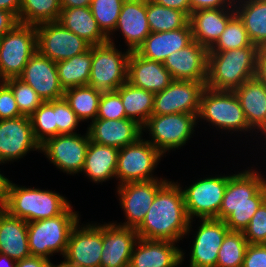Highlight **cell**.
<instances>
[{
	"mask_svg": "<svg viewBox=\"0 0 266 267\" xmlns=\"http://www.w3.org/2000/svg\"><path fill=\"white\" fill-rule=\"evenodd\" d=\"M182 192L178 182L168 181L156 194L145 219L136 229L138 237L167 240L177 244L191 231Z\"/></svg>",
	"mask_w": 266,
	"mask_h": 267,
	"instance_id": "cell-1",
	"label": "cell"
},
{
	"mask_svg": "<svg viewBox=\"0 0 266 267\" xmlns=\"http://www.w3.org/2000/svg\"><path fill=\"white\" fill-rule=\"evenodd\" d=\"M266 200V178L259 172L248 169L232 174L219 210L231 231L243 232L259 206Z\"/></svg>",
	"mask_w": 266,
	"mask_h": 267,
	"instance_id": "cell-2",
	"label": "cell"
},
{
	"mask_svg": "<svg viewBox=\"0 0 266 267\" xmlns=\"http://www.w3.org/2000/svg\"><path fill=\"white\" fill-rule=\"evenodd\" d=\"M259 47H242L208 53L206 87L234 91L255 77Z\"/></svg>",
	"mask_w": 266,
	"mask_h": 267,
	"instance_id": "cell-3",
	"label": "cell"
},
{
	"mask_svg": "<svg viewBox=\"0 0 266 267\" xmlns=\"http://www.w3.org/2000/svg\"><path fill=\"white\" fill-rule=\"evenodd\" d=\"M10 181L5 207L10 215L28 222L56 217L71 204L50 190L20 187Z\"/></svg>",
	"mask_w": 266,
	"mask_h": 267,
	"instance_id": "cell-4",
	"label": "cell"
},
{
	"mask_svg": "<svg viewBox=\"0 0 266 267\" xmlns=\"http://www.w3.org/2000/svg\"><path fill=\"white\" fill-rule=\"evenodd\" d=\"M79 214L71 205L60 215L28 222V244L31 256L50 260L53 253L65 255L72 228L78 223Z\"/></svg>",
	"mask_w": 266,
	"mask_h": 267,
	"instance_id": "cell-5",
	"label": "cell"
},
{
	"mask_svg": "<svg viewBox=\"0 0 266 267\" xmlns=\"http://www.w3.org/2000/svg\"><path fill=\"white\" fill-rule=\"evenodd\" d=\"M197 119L206 120L224 131L251 132L252 130L234 91L205 87Z\"/></svg>",
	"mask_w": 266,
	"mask_h": 267,
	"instance_id": "cell-6",
	"label": "cell"
},
{
	"mask_svg": "<svg viewBox=\"0 0 266 267\" xmlns=\"http://www.w3.org/2000/svg\"><path fill=\"white\" fill-rule=\"evenodd\" d=\"M131 51L116 49L113 40L92 46V65L88 85L102 93L116 91L127 82L128 58Z\"/></svg>",
	"mask_w": 266,
	"mask_h": 267,
	"instance_id": "cell-7",
	"label": "cell"
},
{
	"mask_svg": "<svg viewBox=\"0 0 266 267\" xmlns=\"http://www.w3.org/2000/svg\"><path fill=\"white\" fill-rule=\"evenodd\" d=\"M37 51L34 25L18 23L0 38V81L18 78L30 57Z\"/></svg>",
	"mask_w": 266,
	"mask_h": 267,
	"instance_id": "cell-8",
	"label": "cell"
},
{
	"mask_svg": "<svg viewBox=\"0 0 266 267\" xmlns=\"http://www.w3.org/2000/svg\"><path fill=\"white\" fill-rule=\"evenodd\" d=\"M197 120L195 114L151 115L142 128L144 131L149 129L152 139L148 141L164 156L167 151L187 143L195 131Z\"/></svg>",
	"mask_w": 266,
	"mask_h": 267,
	"instance_id": "cell-9",
	"label": "cell"
},
{
	"mask_svg": "<svg viewBox=\"0 0 266 267\" xmlns=\"http://www.w3.org/2000/svg\"><path fill=\"white\" fill-rule=\"evenodd\" d=\"M163 155L142 136L134 143L119 149L116 180L119 185L129 182L158 179L152 172Z\"/></svg>",
	"mask_w": 266,
	"mask_h": 267,
	"instance_id": "cell-10",
	"label": "cell"
},
{
	"mask_svg": "<svg viewBox=\"0 0 266 267\" xmlns=\"http://www.w3.org/2000/svg\"><path fill=\"white\" fill-rule=\"evenodd\" d=\"M229 176L206 177L182 189L189 220L217 218Z\"/></svg>",
	"mask_w": 266,
	"mask_h": 267,
	"instance_id": "cell-11",
	"label": "cell"
},
{
	"mask_svg": "<svg viewBox=\"0 0 266 267\" xmlns=\"http://www.w3.org/2000/svg\"><path fill=\"white\" fill-rule=\"evenodd\" d=\"M35 27L37 51L53 62L70 59L91 47L83 38L66 29L58 21L45 22Z\"/></svg>",
	"mask_w": 266,
	"mask_h": 267,
	"instance_id": "cell-12",
	"label": "cell"
},
{
	"mask_svg": "<svg viewBox=\"0 0 266 267\" xmlns=\"http://www.w3.org/2000/svg\"><path fill=\"white\" fill-rule=\"evenodd\" d=\"M205 87L206 82L173 80L163 91L154 94L152 115L185 113L198 116Z\"/></svg>",
	"mask_w": 266,
	"mask_h": 267,
	"instance_id": "cell-13",
	"label": "cell"
},
{
	"mask_svg": "<svg viewBox=\"0 0 266 267\" xmlns=\"http://www.w3.org/2000/svg\"><path fill=\"white\" fill-rule=\"evenodd\" d=\"M90 138L88 132L81 134H60L41 145L40 152L58 169L67 174L82 171Z\"/></svg>",
	"mask_w": 266,
	"mask_h": 267,
	"instance_id": "cell-14",
	"label": "cell"
},
{
	"mask_svg": "<svg viewBox=\"0 0 266 267\" xmlns=\"http://www.w3.org/2000/svg\"><path fill=\"white\" fill-rule=\"evenodd\" d=\"M168 182L159 178L149 181L129 182L118 185L117 192L120 206L124 211L126 220L123 227L137 229L145 219L157 192Z\"/></svg>",
	"mask_w": 266,
	"mask_h": 267,
	"instance_id": "cell-15",
	"label": "cell"
},
{
	"mask_svg": "<svg viewBox=\"0 0 266 267\" xmlns=\"http://www.w3.org/2000/svg\"><path fill=\"white\" fill-rule=\"evenodd\" d=\"M86 224L79 221L72 228L64 259L79 267H100L103 248V224Z\"/></svg>",
	"mask_w": 266,
	"mask_h": 267,
	"instance_id": "cell-16",
	"label": "cell"
},
{
	"mask_svg": "<svg viewBox=\"0 0 266 267\" xmlns=\"http://www.w3.org/2000/svg\"><path fill=\"white\" fill-rule=\"evenodd\" d=\"M41 150L32 129L30 117L0 120V163L18 160L29 151Z\"/></svg>",
	"mask_w": 266,
	"mask_h": 267,
	"instance_id": "cell-17",
	"label": "cell"
},
{
	"mask_svg": "<svg viewBox=\"0 0 266 267\" xmlns=\"http://www.w3.org/2000/svg\"><path fill=\"white\" fill-rule=\"evenodd\" d=\"M18 78L30 85L44 102L64 97V89L60 85L56 62L38 51L30 57L23 73Z\"/></svg>",
	"mask_w": 266,
	"mask_h": 267,
	"instance_id": "cell-18",
	"label": "cell"
},
{
	"mask_svg": "<svg viewBox=\"0 0 266 267\" xmlns=\"http://www.w3.org/2000/svg\"><path fill=\"white\" fill-rule=\"evenodd\" d=\"M201 222L192 243L189 267H216L218 251L229 228L217 218Z\"/></svg>",
	"mask_w": 266,
	"mask_h": 267,
	"instance_id": "cell-19",
	"label": "cell"
},
{
	"mask_svg": "<svg viewBox=\"0 0 266 267\" xmlns=\"http://www.w3.org/2000/svg\"><path fill=\"white\" fill-rule=\"evenodd\" d=\"M209 50L196 41L171 53L163 62L174 80L206 82Z\"/></svg>",
	"mask_w": 266,
	"mask_h": 267,
	"instance_id": "cell-20",
	"label": "cell"
},
{
	"mask_svg": "<svg viewBox=\"0 0 266 267\" xmlns=\"http://www.w3.org/2000/svg\"><path fill=\"white\" fill-rule=\"evenodd\" d=\"M136 229L116 223L103 224V248L100 267H129L135 243Z\"/></svg>",
	"mask_w": 266,
	"mask_h": 267,
	"instance_id": "cell-21",
	"label": "cell"
},
{
	"mask_svg": "<svg viewBox=\"0 0 266 267\" xmlns=\"http://www.w3.org/2000/svg\"><path fill=\"white\" fill-rule=\"evenodd\" d=\"M184 258L183 250L176 247L175 242L139 238L129 267H178Z\"/></svg>",
	"mask_w": 266,
	"mask_h": 267,
	"instance_id": "cell-22",
	"label": "cell"
},
{
	"mask_svg": "<svg viewBox=\"0 0 266 267\" xmlns=\"http://www.w3.org/2000/svg\"><path fill=\"white\" fill-rule=\"evenodd\" d=\"M88 126L90 141L118 149L136 142L143 135L142 126L129 118L95 119Z\"/></svg>",
	"mask_w": 266,
	"mask_h": 267,
	"instance_id": "cell-23",
	"label": "cell"
},
{
	"mask_svg": "<svg viewBox=\"0 0 266 267\" xmlns=\"http://www.w3.org/2000/svg\"><path fill=\"white\" fill-rule=\"evenodd\" d=\"M174 79L163 63L141 57L131 51L128 58L127 82L146 91H163Z\"/></svg>",
	"mask_w": 266,
	"mask_h": 267,
	"instance_id": "cell-24",
	"label": "cell"
},
{
	"mask_svg": "<svg viewBox=\"0 0 266 267\" xmlns=\"http://www.w3.org/2000/svg\"><path fill=\"white\" fill-rule=\"evenodd\" d=\"M235 8L201 9L189 15L193 40L210 50L224 32Z\"/></svg>",
	"mask_w": 266,
	"mask_h": 267,
	"instance_id": "cell-25",
	"label": "cell"
},
{
	"mask_svg": "<svg viewBox=\"0 0 266 267\" xmlns=\"http://www.w3.org/2000/svg\"><path fill=\"white\" fill-rule=\"evenodd\" d=\"M189 22L180 29L166 32H151L135 51L143 58L163 63L173 52L193 42Z\"/></svg>",
	"mask_w": 266,
	"mask_h": 267,
	"instance_id": "cell-26",
	"label": "cell"
},
{
	"mask_svg": "<svg viewBox=\"0 0 266 267\" xmlns=\"http://www.w3.org/2000/svg\"><path fill=\"white\" fill-rule=\"evenodd\" d=\"M28 223L0 209V253L15 261L31 256Z\"/></svg>",
	"mask_w": 266,
	"mask_h": 267,
	"instance_id": "cell-27",
	"label": "cell"
},
{
	"mask_svg": "<svg viewBox=\"0 0 266 267\" xmlns=\"http://www.w3.org/2000/svg\"><path fill=\"white\" fill-rule=\"evenodd\" d=\"M128 50L136 51L151 33L147 21L146 1L124 2L114 31H119Z\"/></svg>",
	"mask_w": 266,
	"mask_h": 267,
	"instance_id": "cell-28",
	"label": "cell"
},
{
	"mask_svg": "<svg viewBox=\"0 0 266 267\" xmlns=\"http://www.w3.org/2000/svg\"><path fill=\"white\" fill-rule=\"evenodd\" d=\"M234 93L253 131L266 132V86L253 77L236 88Z\"/></svg>",
	"mask_w": 266,
	"mask_h": 267,
	"instance_id": "cell-29",
	"label": "cell"
},
{
	"mask_svg": "<svg viewBox=\"0 0 266 267\" xmlns=\"http://www.w3.org/2000/svg\"><path fill=\"white\" fill-rule=\"evenodd\" d=\"M58 22L91 46L108 42V37L99 28L89 6L61 8Z\"/></svg>",
	"mask_w": 266,
	"mask_h": 267,
	"instance_id": "cell-30",
	"label": "cell"
},
{
	"mask_svg": "<svg viewBox=\"0 0 266 267\" xmlns=\"http://www.w3.org/2000/svg\"><path fill=\"white\" fill-rule=\"evenodd\" d=\"M118 152V148L90 141L81 172L97 184L116 178Z\"/></svg>",
	"mask_w": 266,
	"mask_h": 267,
	"instance_id": "cell-31",
	"label": "cell"
},
{
	"mask_svg": "<svg viewBox=\"0 0 266 267\" xmlns=\"http://www.w3.org/2000/svg\"><path fill=\"white\" fill-rule=\"evenodd\" d=\"M234 8L252 43L266 45V0H235Z\"/></svg>",
	"mask_w": 266,
	"mask_h": 267,
	"instance_id": "cell-32",
	"label": "cell"
},
{
	"mask_svg": "<svg viewBox=\"0 0 266 267\" xmlns=\"http://www.w3.org/2000/svg\"><path fill=\"white\" fill-rule=\"evenodd\" d=\"M121 97L126 117L136 121L142 127L152 115L154 93L124 83L116 90Z\"/></svg>",
	"mask_w": 266,
	"mask_h": 267,
	"instance_id": "cell-33",
	"label": "cell"
},
{
	"mask_svg": "<svg viewBox=\"0 0 266 267\" xmlns=\"http://www.w3.org/2000/svg\"><path fill=\"white\" fill-rule=\"evenodd\" d=\"M91 65L92 46L82 54L56 62L61 87L66 90L72 87L88 85Z\"/></svg>",
	"mask_w": 266,
	"mask_h": 267,
	"instance_id": "cell-34",
	"label": "cell"
},
{
	"mask_svg": "<svg viewBox=\"0 0 266 267\" xmlns=\"http://www.w3.org/2000/svg\"><path fill=\"white\" fill-rule=\"evenodd\" d=\"M102 92L90 85L77 86L64 90V99L76 113L80 121H94Z\"/></svg>",
	"mask_w": 266,
	"mask_h": 267,
	"instance_id": "cell-35",
	"label": "cell"
},
{
	"mask_svg": "<svg viewBox=\"0 0 266 267\" xmlns=\"http://www.w3.org/2000/svg\"><path fill=\"white\" fill-rule=\"evenodd\" d=\"M146 13L151 32H166L183 28L189 17L182 11L146 1Z\"/></svg>",
	"mask_w": 266,
	"mask_h": 267,
	"instance_id": "cell-36",
	"label": "cell"
},
{
	"mask_svg": "<svg viewBox=\"0 0 266 267\" xmlns=\"http://www.w3.org/2000/svg\"><path fill=\"white\" fill-rule=\"evenodd\" d=\"M60 12V0H21L19 23L36 26L58 21Z\"/></svg>",
	"mask_w": 266,
	"mask_h": 267,
	"instance_id": "cell-37",
	"label": "cell"
},
{
	"mask_svg": "<svg viewBox=\"0 0 266 267\" xmlns=\"http://www.w3.org/2000/svg\"><path fill=\"white\" fill-rule=\"evenodd\" d=\"M247 246L243 232L229 230L218 251L216 267H242Z\"/></svg>",
	"mask_w": 266,
	"mask_h": 267,
	"instance_id": "cell-38",
	"label": "cell"
},
{
	"mask_svg": "<svg viewBox=\"0 0 266 267\" xmlns=\"http://www.w3.org/2000/svg\"><path fill=\"white\" fill-rule=\"evenodd\" d=\"M242 47H258L250 40L243 21L235 14L227 23L215 45L209 52L228 51Z\"/></svg>",
	"mask_w": 266,
	"mask_h": 267,
	"instance_id": "cell-39",
	"label": "cell"
},
{
	"mask_svg": "<svg viewBox=\"0 0 266 267\" xmlns=\"http://www.w3.org/2000/svg\"><path fill=\"white\" fill-rule=\"evenodd\" d=\"M32 129L36 141L41 146L48 139L57 136L55 100L44 102L31 116Z\"/></svg>",
	"mask_w": 266,
	"mask_h": 267,
	"instance_id": "cell-40",
	"label": "cell"
},
{
	"mask_svg": "<svg viewBox=\"0 0 266 267\" xmlns=\"http://www.w3.org/2000/svg\"><path fill=\"white\" fill-rule=\"evenodd\" d=\"M123 3L122 0H92L90 3L93 17L108 41H112L111 34L115 30Z\"/></svg>",
	"mask_w": 266,
	"mask_h": 267,
	"instance_id": "cell-41",
	"label": "cell"
},
{
	"mask_svg": "<svg viewBox=\"0 0 266 267\" xmlns=\"http://www.w3.org/2000/svg\"><path fill=\"white\" fill-rule=\"evenodd\" d=\"M4 82L11 88L22 116L30 117L44 103L35 90L21 79L9 78Z\"/></svg>",
	"mask_w": 266,
	"mask_h": 267,
	"instance_id": "cell-42",
	"label": "cell"
},
{
	"mask_svg": "<svg viewBox=\"0 0 266 267\" xmlns=\"http://www.w3.org/2000/svg\"><path fill=\"white\" fill-rule=\"evenodd\" d=\"M127 118L120 94L117 91L102 93L96 119L121 120Z\"/></svg>",
	"mask_w": 266,
	"mask_h": 267,
	"instance_id": "cell-43",
	"label": "cell"
},
{
	"mask_svg": "<svg viewBox=\"0 0 266 267\" xmlns=\"http://www.w3.org/2000/svg\"><path fill=\"white\" fill-rule=\"evenodd\" d=\"M248 244H266V200L259 206L243 231Z\"/></svg>",
	"mask_w": 266,
	"mask_h": 267,
	"instance_id": "cell-44",
	"label": "cell"
},
{
	"mask_svg": "<svg viewBox=\"0 0 266 267\" xmlns=\"http://www.w3.org/2000/svg\"><path fill=\"white\" fill-rule=\"evenodd\" d=\"M55 119L57 135L76 133L73 131H75L79 122H81L64 98L55 100Z\"/></svg>",
	"mask_w": 266,
	"mask_h": 267,
	"instance_id": "cell-45",
	"label": "cell"
},
{
	"mask_svg": "<svg viewBox=\"0 0 266 267\" xmlns=\"http://www.w3.org/2000/svg\"><path fill=\"white\" fill-rule=\"evenodd\" d=\"M22 116L11 88L0 81V120L14 119Z\"/></svg>",
	"mask_w": 266,
	"mask_h": 267,
	"instance_id": "cell-46",
	"label": "cell"
},
{
	"mask_svg": "<svg viewBox=\"0 0 266 267\" xmlns=\"http://www.w3.org/2000/svg\"><path fill=\"white\" fill-rule=\"evenodd\" d=\"M242 267H266V244H248Z\"/></svg>",
	"mask_w": 266,
	"mask_h": 267,
	"instance_id": "cell-47",
	"label": "cell"
},
{
	"mask_svg": "<svg viewBox=\"0 0 266 267\" xmlns=\"http://www.w3.org/2000/svg\"><path fill=\"white\" fill-rule=\"evenodd\" d=\"M190 13L201 9L234 8L235 0H189Z\"/></svg>",
	"mask_w": 266,
	"mask_h": 267,
	"instance_id": "cell-48",
	"label": "cell"
},
{
	"mask_svg": "<svg viewBox=\"0 0 266 267\" xmlns=\"http://www.w3.org/2000/svg\"><path fill=\"white\" fill-rule=\"evenodd\" d=\"M18 23V18L12 12L0 9V38Z\"/></svg>",
	"mask_w": 266,
	"mask_h": 267,
	"instance_id": "cell-49",
	"label": "cell"
},
{
	"mask_svg": "<svg viewBox=\"0 0 266 267\" xmlns=\"http://www.w3.org/2000/svg\"><path fill=\"white\" fill-rule=\"evenodd\" d=\"M255 77L266 86V45L258 49Z\"/></svg>",
	"mask_w": 266,
	"mask_h": 267,
	"instance_id": "cell-50",
	"label": "cell"
},
{
	"mask_svg": "<svg viewBox=\"0 0 266 267\" xmlns=\"http://www.w3.org/2000/svg\"><path fill=\"white\" fill-rule=\"evenodd\" d=\"M164 7L173 8L184 12L188 17L190 15L189 0H151Z\"/></svg>",
	"mask_w": 266,
	"mask_h": 267,
	"instance_id": "cell-51",
	"label": "cell"
},
{
	"mask_svg": "<svg viewBox=\"0 0 266 267\" xmlns=\"http://www.w3.org/2000/svg\"><path fill=\"white\" fill-rule=\"evenodd\" d=\"M50 260L40 256H29L17 261L16 267H49Z\"/></svg>",
	"mask_w": 266,
	"mask_h": 267,
	"instance_id": "cell-52",
	"label": "cell"
},
{
	"mask_svg": "<svg viewBox=\"0 0 266 267\" xmlns=\"http://www.w3.org/2000/svg\"><path fill=\"white\" fill-rule=\"evenodd\" d=\"M21 0H0V9L12 12L19 21Z\"/></svg>",
	"mask_w": 266,
	"mask_h": 267,
	"instance_id": "cell-53",
	"label": "cell"
},
{
	"mask_svg": "<svg viewBox=\"0 0 266 267\" xmlns=\"http://www.w3.org/2000/svg\"><path fill=\"white\" fill-rule=\"evenodd\" d=\"M9 183L10 180L0 173V209L5 207Z\"/></svg>",
	"mask_w": 266,
	"mask_h": 267,
	"instance_id": "cell-54",
	"label": "cell"
},
{
	"mask_svg": "<svg viewBox=\"0 0 266 267\" xmlns=\"http://www.w3.org/2000/svg\"><path fill=\"white\" fill-rule=\"evenodd\" d=\"M92 0H60L61 8H75L90 6Z\"/></svg>",
	"mask_w": 266,
	"mask_h": 267,
	"instance_id": "cell-55",
	"label": "cell"
},
{
	"mask_svg": "<svg viewBox=\"0 0 266 267\" xmlns=\"http://www.w3.org/2000/svg\"><path fill=\"white\" fill-rule=\"evenodd\" d=\"M17 261L0 253V267H16Z\"/></svg>",
	"mask_w": 266,
	"mask_h": 267,
	"instance_id": "cell-56",
	"label": "cell"
},
{
	"mask_svg": "<svg viewBox=\"0 0 266 267\" xmlns=\"http://www.w3.org/2000/svg\"><path fill=\"white\" fill-rule=\"evenodd\" d=\"M49 267H79V266L73 265L64 259V261H62L59 265H54L53 263L50 262Z\"/></svg>",
	"mask_w": 266,
	"mask_h": 267,
	"instance_id": "cell-57",
	"label": "cell"
},
{
	"mask_svg": "<svg viewBox=\"0 0 266 267\" xmlns=\"http://www.w3.org/2000/svg\"><path fill=\"white\" fill-rule=\"evenodd\" d=\"M123 2H139V1H148V0H122Z\"/></svg>",
	"mask_w": 266,
	"mask_h": 267,
	"instance_id": "cell-58",
	"label": "cell"
}]
</instances>
